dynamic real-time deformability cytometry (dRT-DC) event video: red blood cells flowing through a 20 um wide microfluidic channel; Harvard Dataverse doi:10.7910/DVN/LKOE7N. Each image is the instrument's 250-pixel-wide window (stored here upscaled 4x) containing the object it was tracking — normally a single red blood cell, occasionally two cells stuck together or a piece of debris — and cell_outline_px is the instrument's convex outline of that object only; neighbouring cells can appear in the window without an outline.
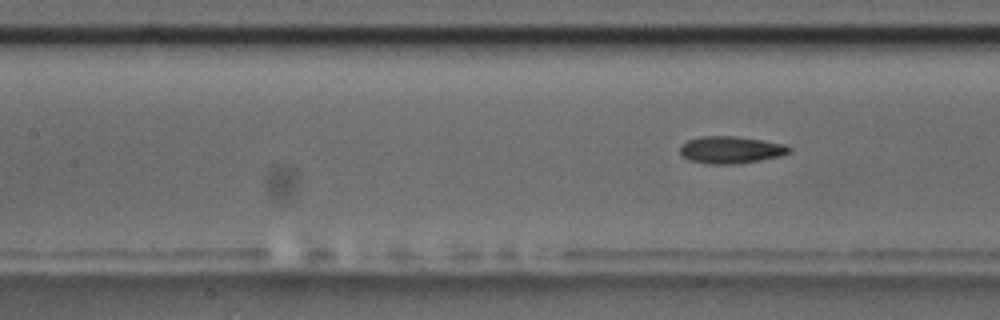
{"species": "common noctule bat (a hibernating species)", "species_latin": "Nyctalus noctula", "temperature_condition": "room temperature", "stored_images_in_passage": 29, "segment_of_instrument_passage": [2, 2], "camera_frame_rate_fps": 3000, "um_per_image_px": 0.085, "animal": {"sex": "male", "body_mass_g": 17.5, "forearm_length_mm": 52.3}, "frame": {"image": 1, "passage_image": 29, "time_ms": 9.333, "image_size_px": [1000, 320], "cell_outline_px": [[792, 148], [788, 152], [780, 156], [760, 160], [736, 164], [708, 164], [688, 160], [680, 156], [680, 144], [688, 140], [700, 136], [740, 136], [764, 140], [784, 144]], "centroid_in_image_um": [62.07, 12.73], "position_along_channel_um": 145.3, "area_um2": 17.51}}